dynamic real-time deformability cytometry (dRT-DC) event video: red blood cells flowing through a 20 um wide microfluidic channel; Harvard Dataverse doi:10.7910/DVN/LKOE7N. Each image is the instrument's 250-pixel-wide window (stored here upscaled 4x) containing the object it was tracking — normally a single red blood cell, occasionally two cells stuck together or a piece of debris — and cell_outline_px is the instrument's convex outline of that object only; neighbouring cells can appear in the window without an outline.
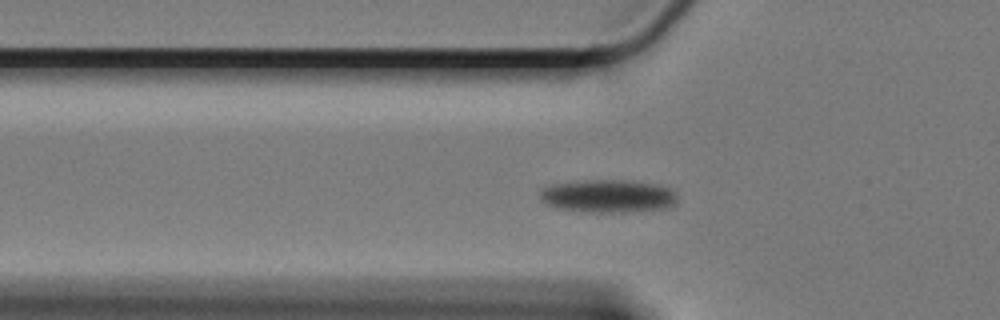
{"species": "Egyptian fruit bat (a non-hibernating species)", "species_latin": "Rousettus aegyptiacus", "temperature_condition": "cold", "stored_images_in_passage": 52, "camera_frame_rate_fps": 3000, "um_per_image_px": 0.085, "animal": {"sex": "female"}, "frame": {"image": 1, "passage_image": 19, "time_ms": 6.0, "image_size_px": [1000, 320], "cell_outline_px": [[676, 200], [668, 208], [632, 212], [584, 212], [556, 208], [544, 204], [540, 200], [540, 188], [548, 184], [588, 180], [624, 180], [656, 184], [672, 188], [676, 192]], "centroid_in_image_um": [51.63, 16.67], "position_along_channel_um": 74.2, "area_um2": 26.88}}
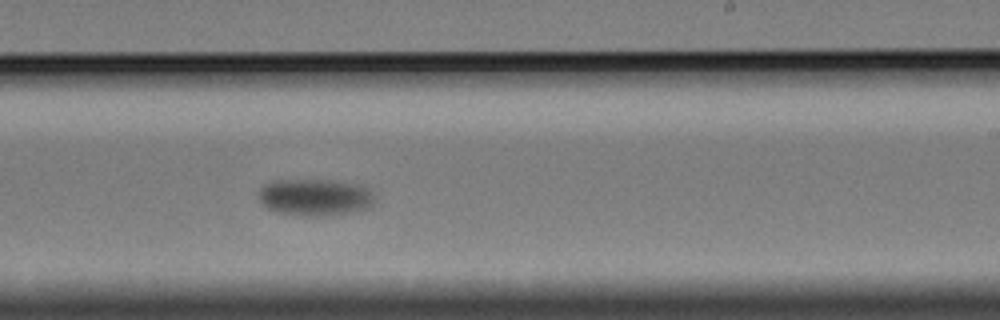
{"frame": {"image": 2, "passage_image": 37, "time_ms": 12.0, "image_size_px": [1000, 320], "cell_outline_px": [[376, 200], [368, 208], [356, 212], [328, 216], [316, 216], [280, 212], [268, 208], [260, 200], [260, 188], [264, 184], [272, 180], [328, 180], [356, 184], [372, 192]], "centroid_in_image_um": [26.81, 16.77], "position_along_channel_um": 262.2, "area_um2": 24.74}}
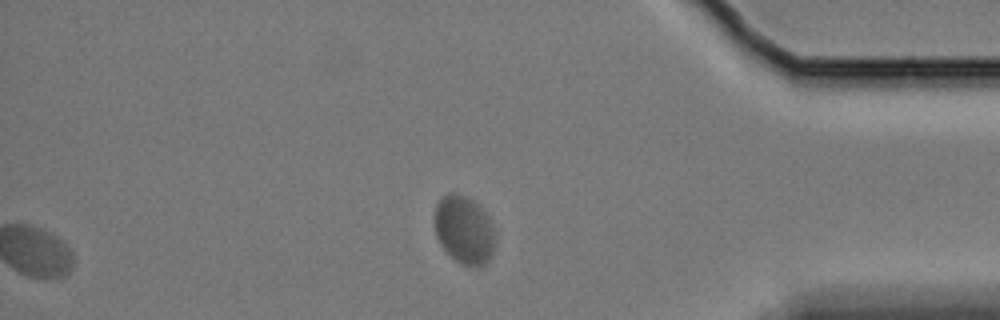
{"frame": {"image": 3, "passage_image": 52, "time_ms": 17.0, "image_size_px": [1000, 320], "cell_outline_px": [[496, 244], [492, 256], [480, 268], [468, 268], [460, 264], [440, 244], [436, 236], [436, 204], [448, 192], [452, 192], [464, 196], [480, 204], [488, 216], [496, 232]], "centroid_in_image_um": [39.52, 19.58], "position_along_channel_um": 395.7, "area_um2": 24.45}, "authors_computed_cell_mechanics": {"area_um2": 25.0852, "velocity_mm_per_s": 3.1398, "shape_relaxation_time_tau1_ms": 6.4281, "shape_relaxation_time_tau2_ms": null, "deformation_change_tau1": 0.1599, "deformation_change_tau2": null}}